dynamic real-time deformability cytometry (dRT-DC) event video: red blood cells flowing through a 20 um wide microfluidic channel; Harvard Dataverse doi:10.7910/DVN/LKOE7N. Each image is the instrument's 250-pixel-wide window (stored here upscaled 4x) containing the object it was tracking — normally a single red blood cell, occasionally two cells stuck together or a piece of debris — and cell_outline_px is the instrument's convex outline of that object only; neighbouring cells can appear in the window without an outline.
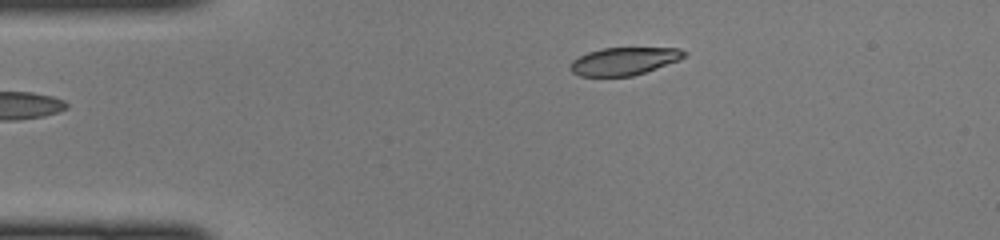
{"species": "common noctule bat (a hibernating species)", "species_latin": "Nyctalus noctula", "temperature_condition": "cold", "stored_images_in_passage": 33, "camera_frame_rate_fps": 3000, "um_per_image_px": 0.085, "animal": {"sex": "female", "body_mass_g": 22.0, "forearm_length_mm": 56.7}, "frame": {"image": 1, "passage_image": 1, "time_ms": 0.0, "image_size_px": [1000, 240], "cell_outline_px": [[688, 56], [680, 60], [632, 76], [580, 76], [572, 72], [568, 68], [572, 60], [588, 52], [600, 48], [680, 48], [688, 52]], "centroid_in_image_um": [53.06, 5.19], "position_along_channel_um": 31.9, "area_um2": 18.5}}
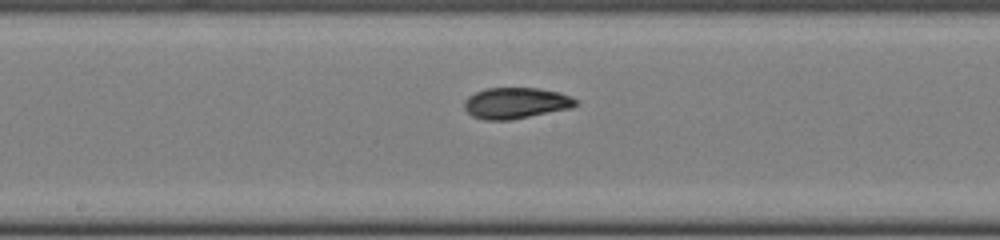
{"frame": {"image": 2, "passage_image": 16, "time_ms": 5.0, "image_size_px": [1000, 240], "cell_outline_px": [[576, 104], [572, 108], [512, 120], [484, 120], [472, 116], [464, 108], [464, 100], [468, 96], [484, 88], [540, 88], [560, 92], [576, 100]], "centroid_in_image_um": [43.82, 8.76], "position_along_channel_um": 204.4, "area_um2": 20.29}}
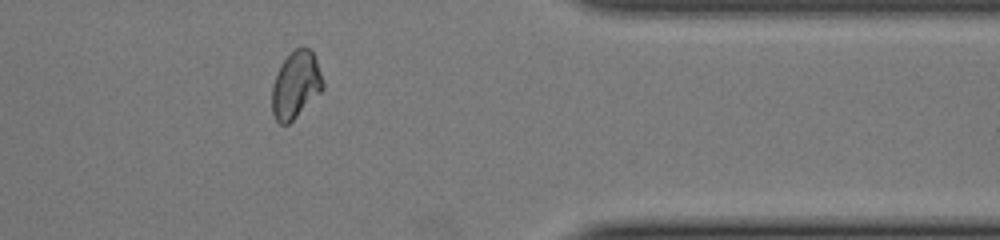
{"frame": {"image": 3, "passage_image": 30, "time_ms": 9.667, "image_size_px": [1000, 240], "cell_outline_px": [[324, 88], [288, 124], [280, 124], [276, 120], [272, 112], [272, 84], [280, 64], [296, 48], [308, 48], [312, 52], [316, 60], [324, 80]], "centroid_in_image_um": [25.13, 7.22], "position_along_channel_um": 386.3, "area_um2": 19.59}}